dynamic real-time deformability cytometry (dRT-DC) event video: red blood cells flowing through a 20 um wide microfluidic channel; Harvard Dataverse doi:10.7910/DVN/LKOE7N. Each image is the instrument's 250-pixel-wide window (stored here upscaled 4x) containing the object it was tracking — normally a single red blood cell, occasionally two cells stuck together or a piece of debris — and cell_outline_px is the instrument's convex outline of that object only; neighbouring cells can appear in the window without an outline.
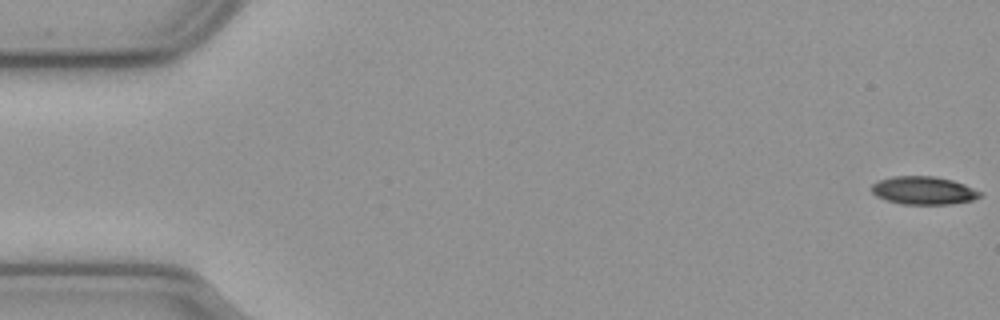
{"species": "common noctule bat (a hibernating species)", "species_latin": "Nyctalus noctula", "temperature_condition": "cold", "stored_images_in_passage": 56, "camera_frame_rate_fps": 3000, "um_per_image_px": 0.085, "animal": {"sex": "male", "body_mass_g": 23.1, "forearm_length_mm": 52.7}, "frame": {"image": 1, "passage_image": 1, "time_ms": 0.0, "image_size_px": [1000, 320], "cell_outline_px": [[984, 192], [980, 196], [972, 200], [952, 204], [900, 204], [876, 196], [872, 192], [872, 184], [880, 180], [892, 176], [932, 176], [952, 180], [964, 184]], "centroid_in_image_um": [78.52, 16.19], "position_along_channel_um": 6.5, "area_um2": 17.69}}
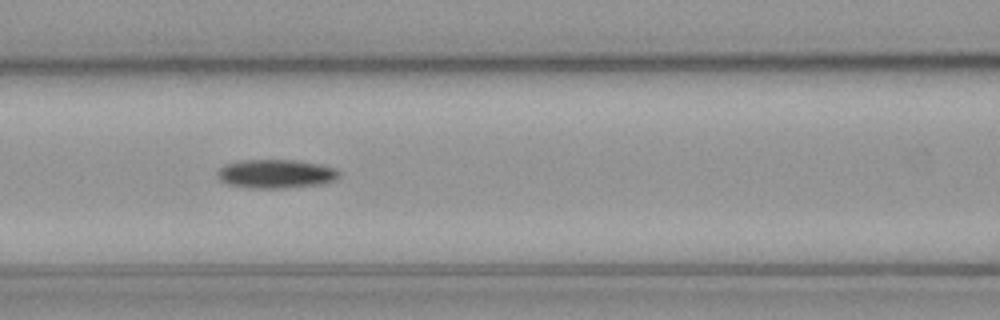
{"frame": {"image": 2, "passage_image": 24, "time_ms": 7.667, "image_size_px": [1000, 320], "cell_outline_px": [[340, 176], [336, 180], [324, 184], [284, 188], [248, 188], [228, 184], [220, 180], [216, 176], [216, 172], [220, 168], [228, 164], [244, 160], [296, 160], [320, 164], [336, 168], [340, 172]], "centroid_in_image_um": [23.49, 14.78], "position_along_channel_um": 143.1, "area_um2": 20.58}}
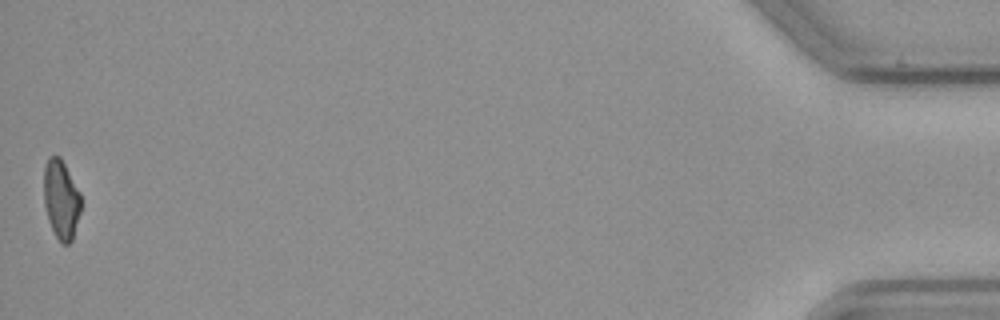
{"frame": {"image": 3, "passage_image": 56, "time_ms": 18.333, "image_size_px": [1000, 320], "cell_outline_px": [[80, 212], [72, 240], [68, 244], [60, 244], [48, 220], [44, 204], [44, 168], [48, 156], [60, 156], [80, 192]], "centroid_in_image_um": [5.18, 16.95], "position_along_channel_um": 430.0, "area_um2": 17.05}, "authors_computed_cell_mechanics": {"area_um2": 18.8717, "velocity_mm_per_s": 3.6678, "shape_relaxation_time_tau1_ms": 6.707, "shape_relaxation_time_tau2_ms": null, "deformation_change_tau1": 0.1517, "deformation_change_tau2": null}}